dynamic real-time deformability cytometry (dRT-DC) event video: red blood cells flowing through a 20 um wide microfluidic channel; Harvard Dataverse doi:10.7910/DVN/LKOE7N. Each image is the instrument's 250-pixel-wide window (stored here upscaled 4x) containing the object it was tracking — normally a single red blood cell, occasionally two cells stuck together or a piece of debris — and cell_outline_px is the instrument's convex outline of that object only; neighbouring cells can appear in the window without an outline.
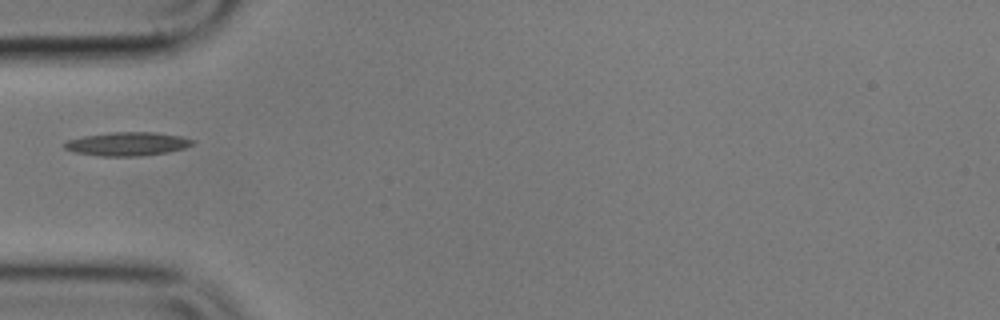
{"species": "common noctule bat (a hibernating species)", "species_latin": "Nyctalus noctula", "temperature_condition": "cold", "stored_images_in_passage": 39, "camera_frame_rate_fps": 3000, "um_per_image_px": 0.085, "animal": {"sex": "male", "body_mass_g": 17.9}, "frame": {"image": 1, "passage_image": 1, "time_ms": 0.0, "image_size_px": [1000, 320], "cell_outline_px": [[196, 140], [192, 144], [184, 148], [168, 152], [140, 156], [100, 156], [72, 152], [64, 148], [64, 144], [68, 140], [84, 136], [112, 132], [156, 132], [180, 136]], "centroid_in_image_um": [10.83, 12.23], "position_along_channel_um": 74.2, "area_um2": 17.63}}
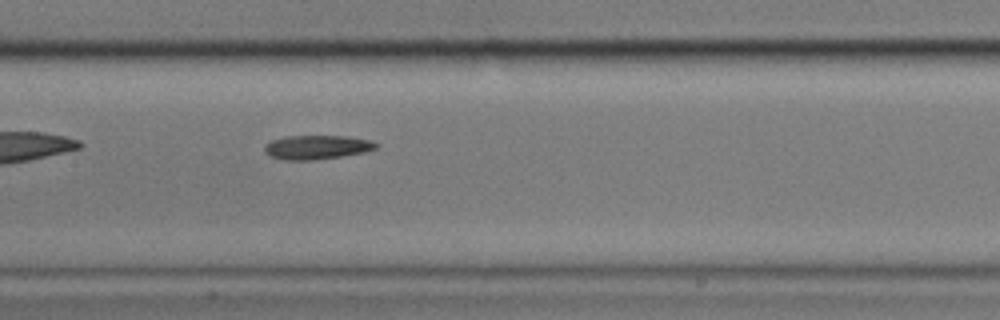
{"frame": {"image": 2, "passage_image": 10, "time_ms": 3.0, "image_size_px": [1000, 320], "cell_outline_px": [[380, 144], [376, 148], [364, 152], [340, 156], [312, 160], [284, 160], [268, 156], [264, 152], [264, 144], [272, 140], [284, 136], [348, 136], [372, 140]], "centroid_in_image_um": [26.9, 12.51], "position_along_channel_um": 180.5, "area_um2": 15.78}}
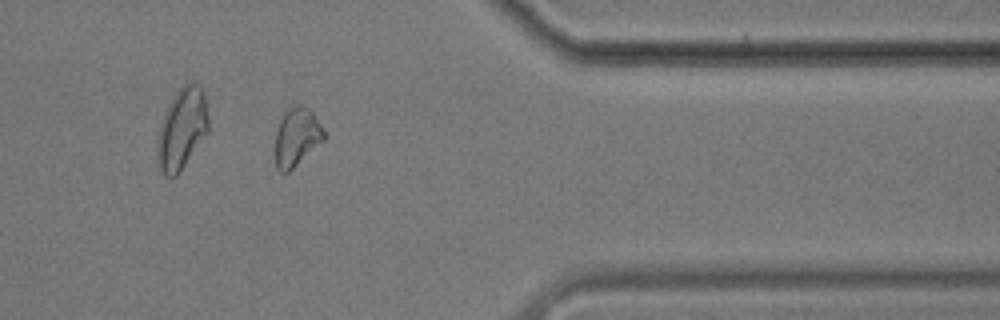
{"frame": {"image": 3, "passage_image": 29, "time_ms": 9.333, "image_size_px": [1000, 320], "cell_outline_px": [[324, 140], [288, 172], [280, 172], [276, 168], [276, 132], [280, 120], [284, 112], [288, 108], [296, 104], [300, 104], [308, 108], [312, 112], [320, 124], [324, 132]], "centroid_in_image_um": [25.21, 11.63], "position_along_channel_um": 386.2, "area_um2": 16.3}}